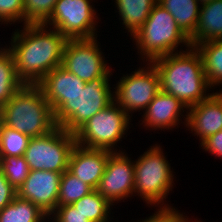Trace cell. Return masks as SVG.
Segmentation results:
<instances>
[{
  "instance_id": "8",
  "label": "cell",
  "mask_w": 222,
  "mask_h": 222,
  "mask_svg": "<svg viewBox=\"0 0 222 222\" xmlns=\"http://www.w3.org/2000/svg\"><path fill=\"white\" fill-rule=\"evenodd\" d=\"M75 134L57 126L50 133L31 138L24 157L31 170L63 173L68 169Z\"/></svg>"
},
{
  "instance_id": "31",
  "label": "cell",
  "mask_w": 222,
  "mask_h": 222,
  "mask_svg": "<svg viewBox=\"0 0 222 222\" xmlns=\"http://www.w3.org/2000/svg\"><path fill=\"white\" fill-rule=\"evenodd\" d=\"M49 217L50 222H90L73 205L57 206Z\"/></svg>"
},
{
  "instance_id": "6",
  "label": "cell",
  "mask_w": 222,
  "mask_h": 222,
  "mask_svg": "<svg viewBox=\"0 0 222 222\" xmlns=\"http://www.w3.org/2000/svg\"><path fill=\"white\" fill-rule=\"evenodd\" d=\"M110 77H99L87 82L83 89L66 101L55 113L57 126L75 133L87 120L114 101Z\"/></svg>"
},
{
  "instance_id": "13",
  "label": "cell",
  "mask_w": 222,
  "mask_h": 222,
  "mask_svg": "<svg viewBox=\"0 0 222 222\" xmlns=\"http://www.w3.org/2000/svg\"><path fill=\"white\" fill-rule=\"evenodd\" d=\"M61 176L59 172L31 170L17 190V196L34 203L50 216L58 206Z\"/></svg>"
},
{
  "instance_id": "9",
  "label": "cell",
  "mask_w": 222,
  "mask_h": 222,
  "mask_svg": "<svg viewBox=\"0 0 222 222\" xmlns=\"http://www.w3.org/2000/svg\"><path fill=\"white\" fill-rule=\"evenodd\" d=\"M93 0H58L50 19L44 24L58 30L68 39H91L98 37L95 7Z\"/></svg>"
},
{
  "instance_id": "7",
  "label": "cell",
  "mask_w": 222,
  "mask_h": 222,
  "mask_svg": "<svg viewBox=\"0 0 222 222\" xmlns=\"http://www.w3.org/2000/svg\"><path fill=\"white\" fill-rule=\"evenodd\" d=\"M129 116L115 101L87 120L74 134L76 144L91 148L117 152L131 124Z\"/></svg>"
},
{
  "instance_id": "18",
  "label": "cell",
  "mask_w": 222,
  "mask_h": 222,
  "mask_svg": "<svg viewBox=\"0 0 222 222\" xmlns=\"http://www.w3.org/2000/svg\"><path fill=\"white\" fill-rule=\"evenodd\" d=\"M219 39H222V0H215L200 6L199 21L189 40L194 46Z\"/></svg>"
},
{
  "instance_id": "35",
  "label": "cell",
  "mask_w": 222,
  "mask_h": 222,
  "mask_svg": "<svg viewBox=\"0 0 222 222\" xmlns=\"http://www.w3.org/2000/svg\"><path fill=\"white\" fill-rule=\"evenodd\" d=\"M200 2V4H205V3H208V2H212V1H215V0H198Z\"/></svg>"
},
{
  "instance_id": "32",
  "label": "cell",
  "mask_w": 222,
  "mask_h": 222,
  "mask_svg": "<svg viewBox=\"0 0 222 222\" xmlns=\"http://www.w3.org/2000/svg\"><path fill=\"white\" fill-rule=\"evenodd\" d=\"M17 196L16 189L8 182L0 171V211Z\"/></svg>"
},
{
  "instance_id": "20",
  "label": "cell",
  "mask_w": 222,
  "mask_h": 222,
  "mask_svg": "<svg viewBox=\"0 0 222 222\" xmlns=\"http://www.w3.org/2000/svg\"><path fill=\"white\" fill-rule=\"evenodd\" d=\"M158 3L174 17L188 38L195 33L201 6L198 0H158Z\"/></svg>"
},
{
  "instance_id": "10",
  "label": "cell",
  "mask_w": 222,
  "mask_h": 222,
  "mask_svg": "<svg viewBox=\"0 0 222 222\" xmlns=\"http://www.w3.org/2000/svg\"><path fill=\"white\" fill-rule=\"evenodd\" d=\"M147 64L146 67L135 69L131 74L123 75L112 89H115L114 101L129 116L137 110L145 111L160 91L159 74L151 62Z\"/></svg>"
},
{
  "instance_id": "28",
  "label": "cell",
  "mask_w": 222,
  "mask_h": 222,
  "mask_svg": "<svg viewBox=\"0 0 222 222\" xmlns=\"http://www.w3.org/2000/svg\"><path fill=\"white\" fill-rule=\"evenodd\" d=\"M58 0H23L24 25L45 24Z\"/></svg>"
},
{
  "instance_id": "26",
  "label": "cell",
  "mask_w": 222,
  "mask_h": 222,
  "mask_svg": "<svg viewBox=\"0 0 222 222\" xmlns=\"http://www.w3.org/2000/svg\"><path fill=\"white\" fill-rule=\"evenodd\" d=\"M30 137L2 124L0 157L24 156Z\"/></svg>"
},
{
  "instance_id": "3",
  "label": "cell",
  "mask_w": 222,
  "mask_h": 222,
  "mask_svg": "<svg viewBox=\"0 0 222 222\" xmlns=\"http://www.w3.org/2000/svg\"><path fill=\"white\" fill-rule=\"evenodd\" d=\"M0 110L4 125L30 138L57 127L51 105L38 85H23Z\"/></svg>"
},
{
  "instance_id": "30",
  "label": "cell",
  "mask_w": 222,
  "mask_h": 222,
  "mask_svg": "<svg viewBox=\"0 0 222 222\" xmlns=\"http://www.w3.org/2000/svg\"><path fill=\"white\" fill-rule=\"evenodd\" d=\"M159 207L153 215L140 222H190L187 216H183V213H180L171 205Z\"/></svg>"
},
{
  "instance_id": "1",
  "label": "cell",
  "mask_w": 222,
  "mask_h": 222,
  "mask_svg": "<svg viewBox=\"0 0 222 222\" xmlns=\"http://www.w3.org/2000/svg\"><path fill=\"white\" fill-rule=\"evenodd\" d=\"M22 27L12 34L8 49L18 79L24 85H38L51 70L61 66L67 39L44 24Z\"/></svg>"
},
{
  "instance_id": "25",
  "label": "cell",
  "mask_w": 222,
  "mask_h": 222,
  "mask_svg": "<svg viewBox=\"0 0 222 222\" xmlns=\"http://www.w3.org/2000/svg\"><path fill=\"white\" fill-rule=\"evenodd\" d=\"M93 190L67 169L60 180L58 206L72 205Z\"/></svg>"
},
{
  "instance_id": "29",
  "label": "cell",
  "mask_w": 222,
  "mask_h": 222,
  "mask_svg": "<svg viewBox=\"0 0 222 222\" xmlns=\"http://www.w3.org/2000/svg\"><path fill=\"white\" fill-rule=\"evenodd\" d=\"M16 21L24 25L23 0H0V22L11 25Z\"/></svg>"
},
{
  "instance_id": "14",
  "label": "cell",
  "mask_w": 222,
  "mask_h": 222,
  "mask_svg": "<svg viewBox=\"0 0 222 222\" xmlns=\"http://www.w3.org/2000/svg\"><path fill=\"white\" fill-rule=\"evenodd\" d=\"M186 116V117H185ZM183 122L202 143L208 137L222 130V90L188 108Z\"/></svg>"
},
{
  "instance_id": "19",
  "label": "cell",
  "mask_w": 222,
  "mask_h": 222,
  "mask_svg": "<svg viewBox=\"0 0 222 222\" xmlns=\"http://www.w3.org/2000/svg\"><path fill=\"white\" fill-rule=\"evenodd\" d=\"M119 19L124 29L130 32V39L143 26L158 0H115Z\"/></svg>"
},
{
  "instance_id": "24",
  "label": "cell",
  "mask_w": 222,
  "mask_h": 222,
  "mask_svg": "<svg viewBox=\"0 0 222 222\" xmlns=\"http://www.w3.org/2000/svg\"><path fill=\"white\" fill-rule=\"evenodd\" d=\"M90 222H109L112 204L96 189L72 204ZM111 207V208H110Z\"/></svg>"
},
{
  "instance_id": "16",
  "label": "cell",
  "mask_w": 222,
  "mask_h": 222,
  "mask_svg": "<svg viewBox=\"0 0 222 222\" xmlns=\"http://www.w3.org/2000/svg\"><path fill=\"white\" fill-rule=\"evenodd\" d=\"M186 109L188 110L176 97L160 90L149 103L146 110L143 111L142 124L140 125L148 129L151 128L152 130H169L174 127L176 128V126L179 127L178 124L181 121V116L184 115L183 112L186 111Z\"/></svg>"
},
{
  "instance_id": "2",
  "label": "cell",
  "mask_w": 222,
  "mask_h": 222,
  "mask_svg": "<svg viewBox=\"0 0 222 222\" xmlns=\"http://www.w3.org/2000/svg\"><path fill=\"white\" fill-rule=\"evenodd\" d=\"M160 78V90L180 100L187 108L207 99L208 85L202 59L194 46L151 61ZM207 93V94H206Z\"/></svg>"
},
{
  "instance_id": "12",
  "label": "cell",
  "mask_w": 222,
  "mask_h": 222,
  "mask_svg": "<svg viewBox=\"0 0 222 222\" xmlns=\"http://www.w3.org/2000/svg\"><path fill=\"white\" fill-rule=\"evenodd\" d=\"M119 151L109 156L104 174L96 189L113 206L116 201L118 203L134 196V161L125 152Z\"/></svg>"
},
{
  "instance_id": "4",
  "label": "cell",
  "mask_w": 222,
  "mask_h": 222,
  "mask_svg": "<svg viewBox=\"0 0 222 222\" xmlns=\"http://www.w3.org/2000/svg\"><path fill=\"white\" fill-rule=\"evenodd\" d=\"M133 41L141 55V60L151 62L152 60L172 54L178 51L181 44L190 48L189 38L178 27L174 17L158 2L153 7L151 13L143 26L133 35Z\"/></svg>"
},
{
  "instance_id": "17",
  "label": "cell",
  "mask_w": 222,
  "mask_h": 222,
  "mask_svg": "<svg viewBox=\"0 0 222 222\" xmlns=\"http://www.w3.org/2000/svg\"><path fill=\"white\" fill-rule=\"evenodd\" d=\"M86 82L82 81L64 67L58 66L51 70L38 84L42 89L46 100L55 113L68 97L75 95L84 88Z\"/></svg>"
},
{
  "instance_id": "27",
  "label": "cell",
  "mask_w": 222,
  "mask_h": 222,
  "mask_svg": "<svg viewBox=\"0 0 222 222\" xmlns=\"http://www.w3.org/2000/svg\"><path fill=\"white\" fill-rule=\"evenodd\" d=\"M0 171L17 191L30 174L31 169L24 156L0 157Z\"/></svg>"
},
{
  "instance_id": "21",
  "label": "cell",
  "mask_w": 222,
  "mask_h": 222,
  "mask_svg": "<svg viewBox=\"0 0 222 222\" xmlns=\"http://www.w3.org/2000/svg\"><path fill=\"white\" fill-rule=\"evenodd\" d=\"M201 56L208 85H222V39L195 44Z\"/></svg>"
},
{
  "instance_id": "23",
  "label": "cell",
  "mask_w": 222,
  "mask_h": 222,
  "mask_svg": "<svg viewBox=\"0 0 222 222\" xmlns=\"http://www.w3.org/2000/svg\"><path fill=\"white\" fill-rule=\"evenodd\" d=\"M24 84L18 79L14 59L6 47H0V109Z\"/></svg>"
},
{
  "instance_id": "5",
  "label": "cell",
  "mask_w": 222,
  "mask_h": 222,
  "mask_svg": "<svg viewBox=\"0 0 222 222\" xmlns=\"http://www.w3.org/2000/svg\"><path fill=\"white\" fill-rule=\"evenodd\" d=\"M163 149L155 144L134 161V196H140L150 206L164 203L173 189L174 175Z\"/></svg>"
},
{
  "instance_id": "33",
  "label": "cell",
  "mask_w": 222,
  "mask_h": 222,
  "mask_svg": "<svg viewBox=\"0 0 222 222\" xmlns=\"http://www.w3.org/2000/svg\"><path fill=\"white\" fill-rule=\"evenodd\" d=\"M200 145L204 151L222 158V130L205 139Z\"/></svg>"
},
{
  "instance_id": "11",
  "label": "cell",
  "mask_w": 222,
  "mask_h": 222,
  "mask_svg": "<svg viewBox=\"0 0 222 222\" xmlns=\"http://www.w3.org/2000/svg\"><path fill=\"white\" fill-rule=\"evenodd\" d=\"M97 42V37L68 39L64 46L61 66L86 83L99 77L112 76V69L107 66Z\"/></svg>"
},
{
  "instance_id": "34",
  "label": "cell",
  "mask_w": 222,
  "mask_h": 222,
  "mask_svg": "<svg viewBox=\"0 0 222 222\" xmlns=\"http://www.w3.org/2000/svg\"><path fill=\"white\" fill-rule=\"evenodd\" d=\"M2 124H3V120H2L1 110H0V142H1V130H2Z\"/></svg>"
},
{
  "instance_id": "15",
  "label": "cell",
  "mask_w": 222,
  "mask_h": 222,
  "mask_svg": "<svg viewBox=\"0 0 222 222\" xmlns=\"http://www.w3.org/2000/svg\"><path fill=\"white\" fill-rule=\"evenodd\" d=\"M112 153L108 150L91 149L76 144L69 158L68 170L93 189H97Z\"/></svg>"
},
{
  "instance_id": "22",
  "label": "cell",
  "mask_w": 222,
  "mask_h": 222,
  "mask_svg": "<svg viewBox=\"0 0 222 222\" xmlns=\"http://www.w3.org/2000/svg\"><path fill=\"white\" fill-rule=\"evenodd\" d=\"M50 220L38 206L16 196L0 211V222H46Z\"/></svg>"
}]
</instances>
